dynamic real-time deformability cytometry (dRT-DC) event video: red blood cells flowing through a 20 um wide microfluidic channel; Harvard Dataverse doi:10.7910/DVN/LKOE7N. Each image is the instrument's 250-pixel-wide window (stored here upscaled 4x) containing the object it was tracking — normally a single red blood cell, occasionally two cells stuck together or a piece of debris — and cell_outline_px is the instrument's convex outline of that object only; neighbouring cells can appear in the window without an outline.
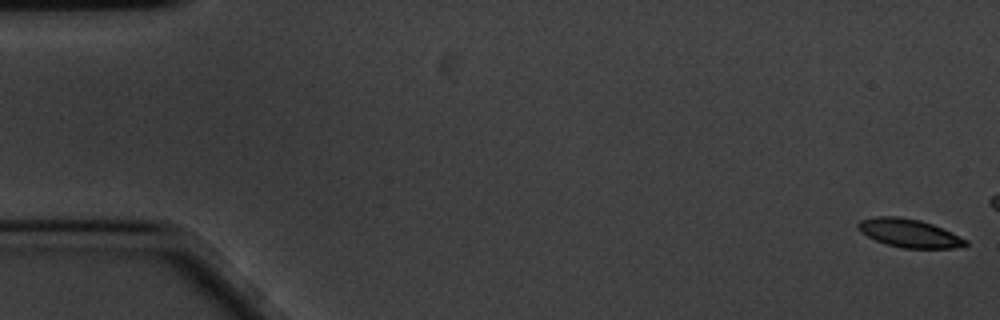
{"species": "common noctule bat (a hibernating species)", "species_latin": "Nyctalus noctula", "temperature_condition": "cold", "stored_images_in_passage": 13, "camera_frame_rate_fps": 3000, "um_per_image_px": 0.085, "animal": {"sex": "male", "body_mass_g": 20.1, "forearm_length_mm": 53.5}, "frame": {"image": 1, "passage_image": 1, "time_ms": 0.0, "image_size_px": [1000, 320], "cell_outline_px": [[968, 244], [952, 248], [904, 248], [888, 244], [876, 240], [860, 232], [856, 224], [860, 220], [876, 216], [900, 216], [920, 220], [932, 224], [952, 232], [968, 240]], "centroid_in_image_um": [77.27, 19.8], "position_along_channel_um": 7.7, "area_um2": 17.69}}